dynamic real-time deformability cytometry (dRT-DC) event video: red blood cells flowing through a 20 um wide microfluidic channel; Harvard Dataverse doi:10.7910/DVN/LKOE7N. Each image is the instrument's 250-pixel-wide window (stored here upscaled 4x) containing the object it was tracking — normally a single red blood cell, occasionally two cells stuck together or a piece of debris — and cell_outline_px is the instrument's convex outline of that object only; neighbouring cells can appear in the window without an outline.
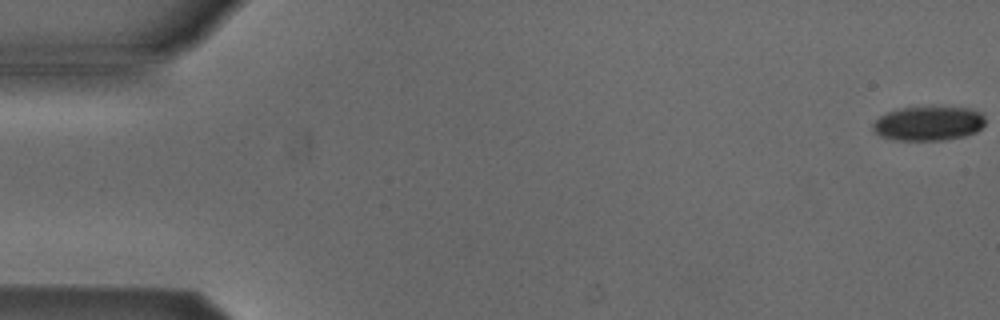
{"species": "Egyptian fruit bat (a non-hibernating species)", "species_latin": "Rousettus aegyptiacus", "temperature_condition": "cold", "stored_images_in_passage": 54, "camera_frame_rate_fps": 3000, "um_per_image_px": 0.085, "animal": {"sex": "male"}, "frame": {"image": 1, "passage_image": 1, "time_ms": 0.0, "image_size_px": [1000, 320], "cell_outline_px": [[984, 124], [976, 132], [964, 136], [948, 140], [896, 140], [880, 136], [872, 128], [872, 124], [880, 116], [888, 112], [900, 108], [968, 108], [980, 112], [984, 116]], "centroid_in_image_um": [78.91, 10.51], "position_along_channel_um": 6.1, "area_um2": 22.2}}
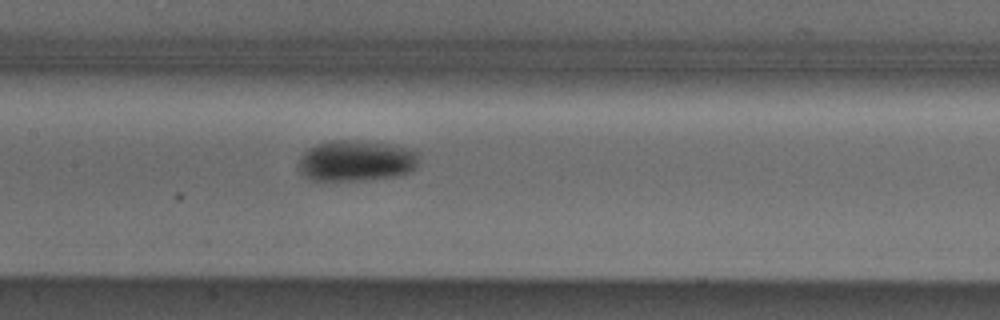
{"frame": {"image": 2, "passage_image": 26, "time_ms": 8.333, "image_size_px": [1000, 320], "cell_outline_px": [[420, 164], [412, 172], [400, 176], [364, 180], [312, 180], [304, 176], [300, 172], [296, 164], [300, 156], [308, 148], [316, 144], [332, 140], [352, 140], [392, 144], [408, 148], [420, 152]], "centroid_in_image_um": [30.32, 13.67], "position_along_channel_um": 177.1, "area_um2": 29.48}}
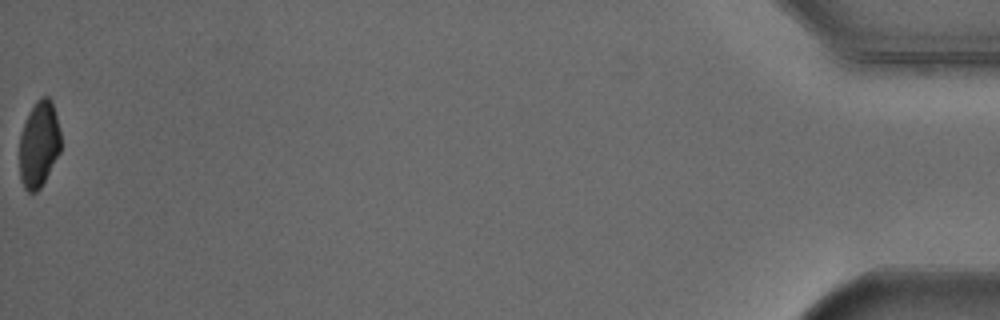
{"frame": {"image": 3, "passage_image": 54, "time_ms": 17.667, "image_size_px": [1000, 320], "cell_outline_px": [[60, 152], [40, 188], [36, 192], [28, 192], [24, 188], [20, 180], [20, 136], [28, 112], [36, 100], [40, 96], [48, 96], [52, 100], [60, 132]], "centroid_in_image_um": [3.3, 12.24], "position_along_channel_um": 431.9, "area_um2": 20.75}}